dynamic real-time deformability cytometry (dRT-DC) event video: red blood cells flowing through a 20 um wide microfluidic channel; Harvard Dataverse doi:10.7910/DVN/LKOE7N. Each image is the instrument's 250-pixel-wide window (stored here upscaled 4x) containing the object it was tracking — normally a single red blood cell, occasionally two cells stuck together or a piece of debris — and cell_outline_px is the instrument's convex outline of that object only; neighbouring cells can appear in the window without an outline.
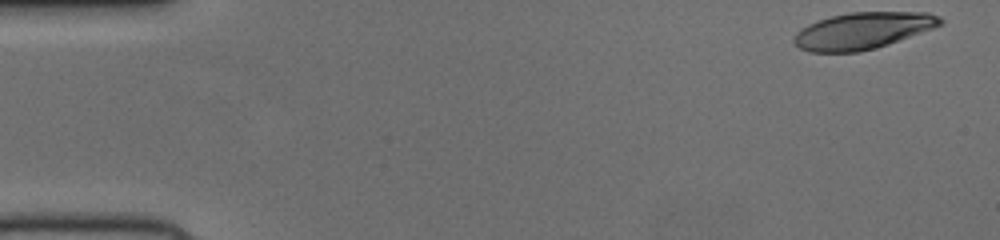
{"species": "human", "species_latin": "Homo sapiens", "temperature_condition": "cold", "stored_images_in_passage": 50, "camera_frame_rate_fps": 3000, "um_per_image_px": 0.085, "donor": {"sex": "female"}, "frame": {"image": 1, "passage_image": 1, "time_ms": 0.0, "image_size_px": [1000, 240], "cell_outline_px": [[944, 24], [888, 44], [876, 48], [856, 52], [808, 52], [800, 48], [792, 40], [796, 32], [800, 28], [816, 20], [848, 12], [928, 12], [940, 16], [944, 20]], "centroid_in_image_um": [73.32, 2.6], "position_along_channel_um": 11.7, "area_um2": 31.39}}
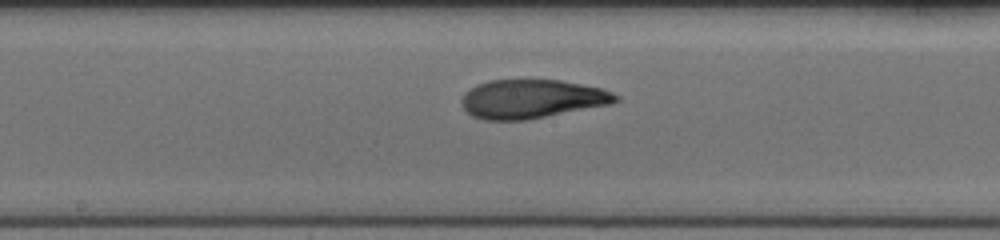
{"frame": {"image": 2, "passage_image": 26, "time_ms": 8.333, "image_size_px": [1000, 240], "cell_outline_px": [[620, 100], [612, 104], [524, 120], [484, 120], [472, 116], [460, 104], [460, 100], [464, 92], [468, 88], [476, 84], [488, 80], [560, 80], [604, 88], [620, 96]], "centroid_in_image_um": [45.19, 8.4], "position_along_channel_um": 203.0, "area_um2": 35.14}}
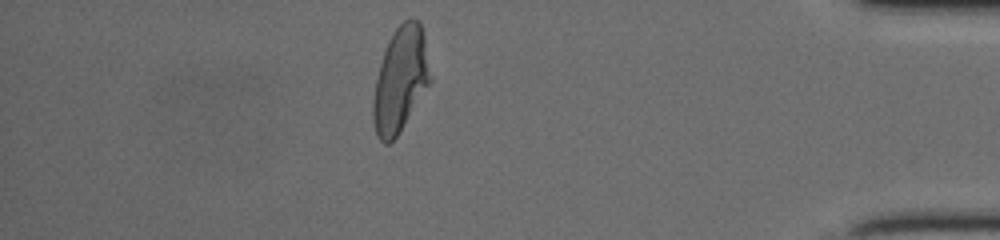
{"frame": {"image": 3, "passage_image": 44, "time_ms": 14.333, "image_size_px": [1000, 240], "cell_outline_px": [[432, 80], [396, 136], [388, 144], [384, 144], [376, 136], [372, 120], [372, 100], [376, 80], [380, 64], [388, 40], [392, 32], [404, 20], [412, 16], [420, 24], [424, 36], [432, 76]], "centroid_in_image_um": [34.02, 6.76], "position_along_channel_um": 401.2, "area_um2": 34.85}}